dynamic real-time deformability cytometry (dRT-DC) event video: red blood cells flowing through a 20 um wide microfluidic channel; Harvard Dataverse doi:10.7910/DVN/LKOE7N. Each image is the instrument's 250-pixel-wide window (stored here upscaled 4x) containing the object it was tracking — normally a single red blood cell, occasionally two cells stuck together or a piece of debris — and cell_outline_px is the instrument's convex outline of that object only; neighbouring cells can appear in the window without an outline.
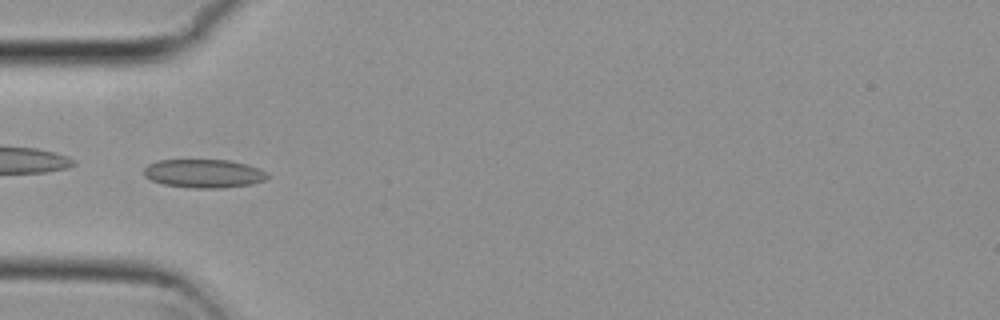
{"species": "common noctule bat (a hibernating species)", "species_latin": "Nyctalus noctula", "temperature_condition": "cold", "stored_images_in_passage": 36, "camera_frame_rate_fps": 3000, "um_per_image_px": 0.085, "animal": {"sex": "female", "body_mass_g": 29.2, "forearm_length_mm": 56.3}, "frame": {"image": 1, "passage_image": 1, "time_ms": 0.0, "image_size_px": [1000, 320], "cell_outline_px": [[268, 176], [264, 180], [252, 184], [224, 188], [192, 188], [164, 184], [152, 180], [144, 176], [144, 168], [148, 164], [160, 160], [228, 160], [248, 164], [260, 168], [268, 172]], "centroid_in_image_um": [17.36, 14.75], "position_along_channel_um": 67.6, "area_um2": 20.63}}
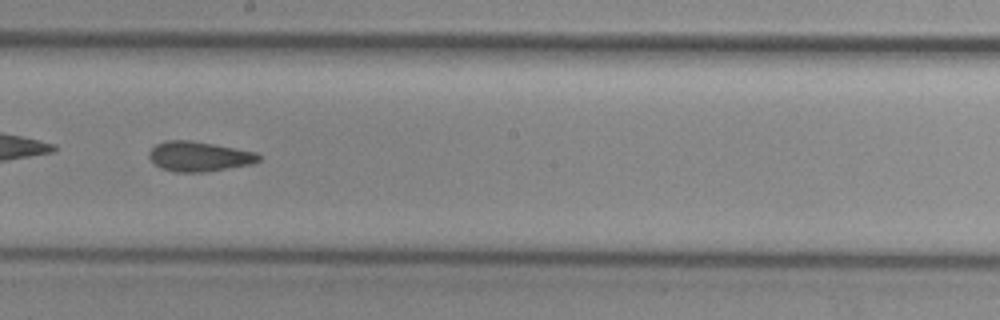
{"frame": {"image": 2, "passage_image": 14, "time_ms": 4.333, "image_size_px": [1000, 320], "cell_outline_px": [[260, 160], [252, 164], [204, 172], [176, 172], [160, 168], [148, 156], [148, 152], [156, 144], [164, 140], [192, 140], [256, 152], [260, 156]], "centroid_in_image_um": [16.9, 13.29], "position_along_channel_um": 231.3, "area_um2": 19.07}}
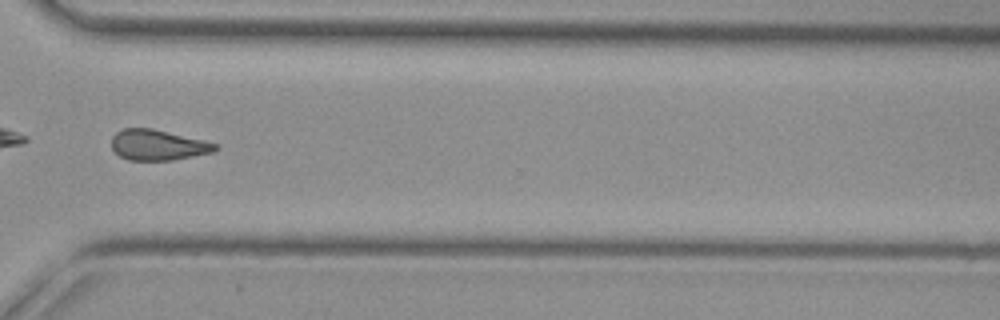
{"frame": {"image": 3, "passage_image": 24, "time_ms": 7.667, "image_size_px": [1000, 320], "cell_outline_px": [[220, 148], [212, 152], [172, 160], [128, 160], [120, 156], [112, 148], [112, 136], [116, 132], [124, 128], [152, 128], [204, 140], [220, 144]], "centroid_in_image_um": [13.44, 12.32], "position_along_channel_um": 357.2, "area_um2": 18.5}, "authors_computed_cell_mechanics": {"area_um2": 18.9584, "velocity_mm_per_s": 3.7788, "shape_relaxation_time_tau1_ms": null, "shape_relaxation_time_tau2_ms": 4.1713, "deformation_change_tau1": null, "deformation_change_tau2": 0.0816}}